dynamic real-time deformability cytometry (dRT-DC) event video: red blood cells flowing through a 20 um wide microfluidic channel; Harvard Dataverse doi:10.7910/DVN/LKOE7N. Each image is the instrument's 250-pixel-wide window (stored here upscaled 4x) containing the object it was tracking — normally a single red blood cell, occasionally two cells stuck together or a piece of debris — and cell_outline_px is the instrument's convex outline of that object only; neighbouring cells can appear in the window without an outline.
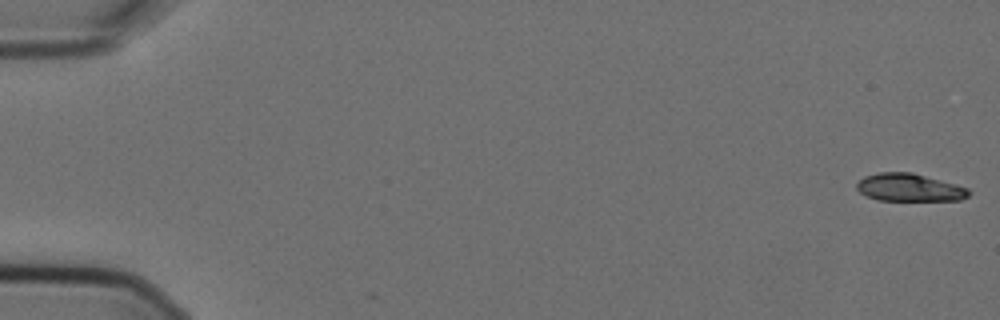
{"species": "Egyptian fruit bat (a non-hibernating species)", "species_latin": "Rousettus aegyptiacus", "temperature_condition": "cold", "stored_images_in_passage": 6, "camera_frame_rate_fps": 3000, "um_per_image_px": 0.085, "animal": {"sex": "female"}, "frame": {"image": 1, "passage_image": 1, "time_ms": 0.0, "image_size_px": [1000, 320], "cell_outline_px": [[972, 192], [968, 196], [960, 200], [876, 200], [860, 192], [856, 188], [856, 184], [864, 176], [880, 172], [912, 172], [968, 188]], "centroid_in_image_um": [77.29, 15.94], "position_along_channel_um": 7.7, "area_um2": 17.98}}
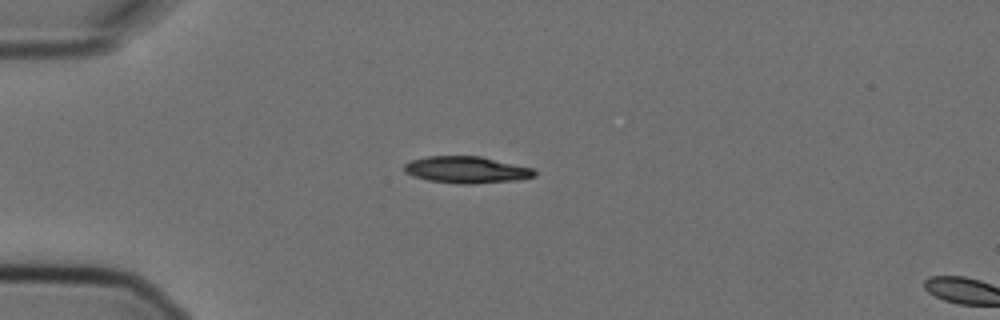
{"frame": {"image": 2, "passage_image": 5, "time_ms": 1.333, "image_size_px": [1000, 320], "cell_outline_px": [[536, 176], [516, 180], [468, 184], [460, 184], [428, 180], [412, 176], [404, 172], [404, 164], [412, 160], [428, 156], [480, 156], [532, 168], [536, 172]], "centroid_in_image_um": [39.62, 14.43], "position_along_channel_um": 45.4, "area_um2": 20.17}}